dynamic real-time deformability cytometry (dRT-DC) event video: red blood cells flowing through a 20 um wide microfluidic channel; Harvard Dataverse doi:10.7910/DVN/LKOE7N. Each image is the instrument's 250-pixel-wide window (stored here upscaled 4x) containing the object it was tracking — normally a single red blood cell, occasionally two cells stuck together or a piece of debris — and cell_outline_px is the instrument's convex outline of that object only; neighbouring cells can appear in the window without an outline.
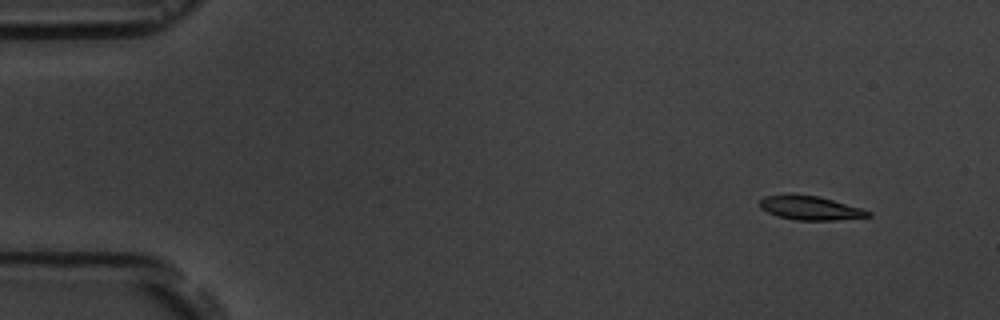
{"species": "common noctule bat (a hibernating species)", "species_latin": "Nyctalus noctula", "temperature_condition": "room temperature", "stored_images_in_passage": 4, "camera_frame_rate_fps": 3000, "um_per_image_px": 0.085, "animal": {"sex": "male", "body_mass_g": 19.5, "forearm_length_mm": 54.6}, "frame": {"image": 1, "passage_image": 1, "time_ms": 0.0, "image_size_px": [1000, 320], "cell_outline_px": [[872, 216], [836, 220], [796, 220], [776, 216], [760, 208], [760, 200], [764, 196], [788, 192], [792, 192], [820, 196], [860, 208], [872, 212]], "centroid_in_image_um": [68.81, 17.64], "position_along_channel_um": 16.2, "area_um2": 15.55}}
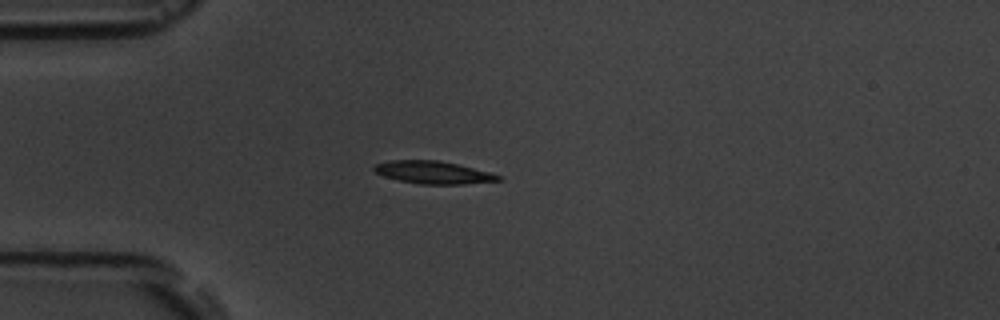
{"frame": {"image": 2, "passage_image": 4, "time_ms": 3.333, "image_size_px": [1000, 320], "cell_outline_px": [[500, 180], [464, 184], [420, 184], [400, 180], [384, 176], [376, 172], [372, 168], [376, 164], [388, 160], [436, 160], [456, 164], [488, 172], [500, 176]], "centroid_in_image_um": [36.77, 14.65], "position_along_channel_um": 48.2, "area_um2": 16.01}}